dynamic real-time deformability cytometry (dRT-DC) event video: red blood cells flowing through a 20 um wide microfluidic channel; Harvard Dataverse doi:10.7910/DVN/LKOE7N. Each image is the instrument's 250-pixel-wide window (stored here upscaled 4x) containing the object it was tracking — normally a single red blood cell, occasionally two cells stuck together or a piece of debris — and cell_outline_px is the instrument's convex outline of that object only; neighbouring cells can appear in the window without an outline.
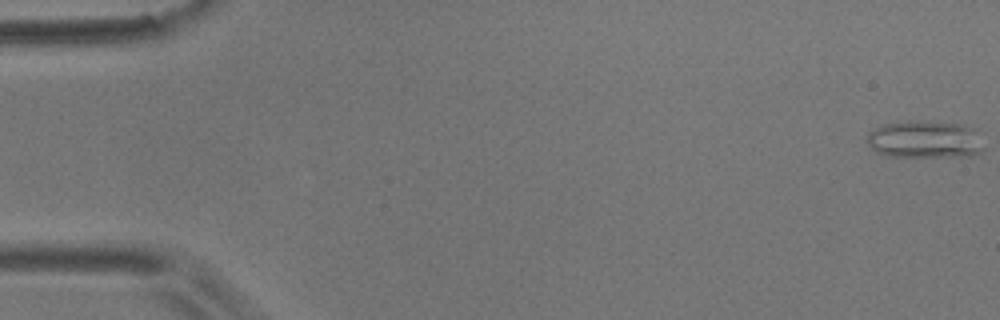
{"species": "common noctule bat (a hibernating species)", "species_latin": "Nyctalus noctula", "temperature_condition": "room temperature", "stored_images_in_passage": 10, "camera_frame_rate_fps": 3000, "um_per_image_px": 0.085, "animal": {"sex": "male", "body_mass_g": 17.9}, "frame": {"image": 1, "passage_image": 1, "time_ms": 0.0, "image_size_px": [1000, 320], "cell_outline_px": [[984, 148], [980, 152], [968, 156], [888, 156], [876, 152], [868, 144], [868, 132], [880, 124], [908, 120], [960, 124], [972, 128]], "centroid_in_image_um": [78.54, 11.85], "position_along_channel_um": 6.5, "area_um2": 25.26}}
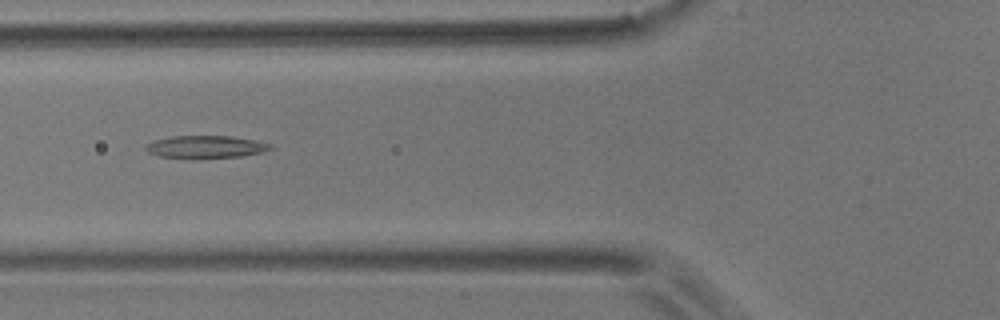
{"frame": {"image": 2, "passage_image": 7, "time_ms": 7.0, "image_size_px": [1000, 320], "cell_outline_px": [[272, 148], [260, 152], [240, 156], [160, 156], [148, 152], [144, 148], [144, 144], [152, 140], [172, 136], [232, 136], [256, 140], [272, 144]], "centroid_in_image_um": [17.46, 12.43], "position_along_channel_um": 108.3, "area_um2": 15.66}}
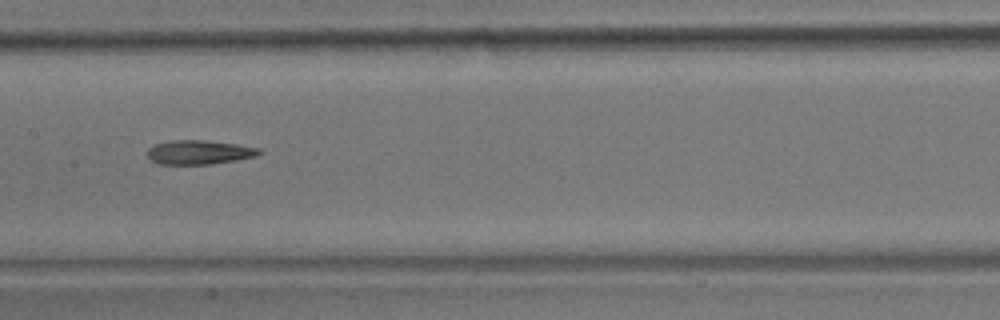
{"frame": {"image": 3, "passage_image": 9, "time_ms": 9.333, "image_size_px": [1000, 320], "cell_outline_px": [[264, 152], [256, 156], [236, 160], [212, 164], [160, 164], [152, 160], [148, 156], [148, 148], [156, 144], [172, 140], [204, 140], [236, 144], [260, 148]], "centroid_in_image_um": [16.97, 12.94], "position_along_channel_um": 190.4, "area_um2": 15.66}}